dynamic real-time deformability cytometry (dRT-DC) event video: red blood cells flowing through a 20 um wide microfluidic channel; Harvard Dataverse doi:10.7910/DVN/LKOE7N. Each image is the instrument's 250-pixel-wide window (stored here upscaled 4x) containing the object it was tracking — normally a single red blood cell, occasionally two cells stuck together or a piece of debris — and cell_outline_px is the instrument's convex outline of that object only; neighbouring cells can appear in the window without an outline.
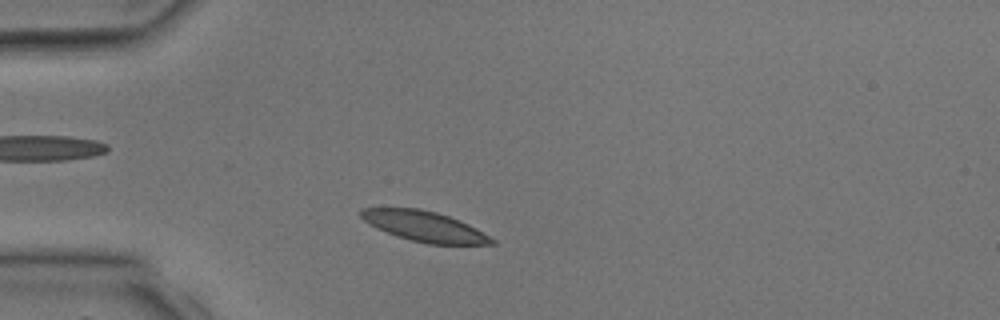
{"species": "common noctule bat (a hibernating species)", "species_latin": "Nyctalus noctula", "temperature_condition": "room temperature", "stored_images_in_passage": 1, "camera_frame_rate_fps": 3000, "um_per_image_px": 0.085, "animal": {"sex": "male", "body_mass_g": 17.9, "forearm_length_mm": 54.2}, "frame": {"image": 1, "passage_image": 1, "time_ms": 0.0, "image_size_px": [1000, 320], "cell_outline_px": [[496, 244], [428, 244], [396, 236], [376, 228], [368, 224], [360, 216], [360, 208], [420, 208], [436, 212], [460, 220], [476, 228], [496, 240]], "centroid_in_image_um": [36.07, 19.24], "position_along_channel_um": 48.9, "area_um2": 23.06}}